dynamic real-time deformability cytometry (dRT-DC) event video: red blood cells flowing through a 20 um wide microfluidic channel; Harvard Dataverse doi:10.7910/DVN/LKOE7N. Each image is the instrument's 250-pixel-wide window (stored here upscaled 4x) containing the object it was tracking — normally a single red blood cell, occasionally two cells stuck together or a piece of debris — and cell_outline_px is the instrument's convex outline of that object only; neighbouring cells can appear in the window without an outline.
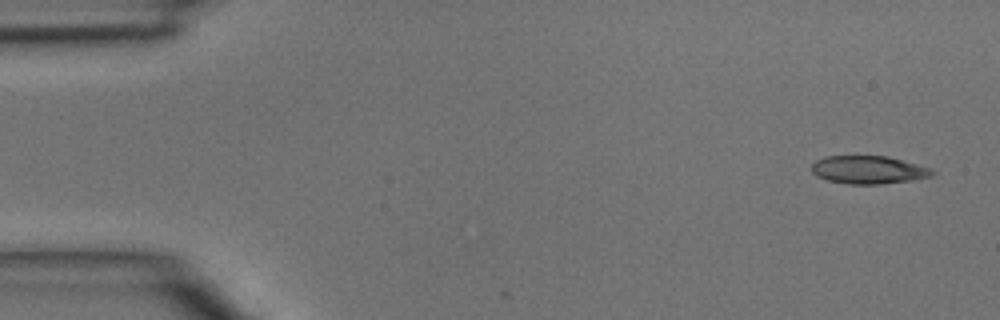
{"species": "common noctule bat (a hibernating species)", "species_latin": "Nyctalus noctula", "temperature_condition": "room temperature", "stored_images_in_passage": 5, "segment_of_instrument_passage": [1, 2], "camera_frame_rate_fps": 3000, "um_per_image_px": 0.085, "animal": {"sex": "male", "body_mass_g": 15.6}, "frame": {"image": 1, "passage_image": 1, "time_ms": 0.0, "image_size_px": [1000, 320], "cell_outline_px": [[936, 172], [932, 176], [912, 180], [880, 184], [848, 184], [828, 180], [816, 176], [812, 172], [812, 164], [816, 160], [824, 156], [888, 156], [928, 168]], "centroid_in_image_um": [73.78, 14.43], "position_along_channel_um": 11.2, "area_um2": 19.54}}